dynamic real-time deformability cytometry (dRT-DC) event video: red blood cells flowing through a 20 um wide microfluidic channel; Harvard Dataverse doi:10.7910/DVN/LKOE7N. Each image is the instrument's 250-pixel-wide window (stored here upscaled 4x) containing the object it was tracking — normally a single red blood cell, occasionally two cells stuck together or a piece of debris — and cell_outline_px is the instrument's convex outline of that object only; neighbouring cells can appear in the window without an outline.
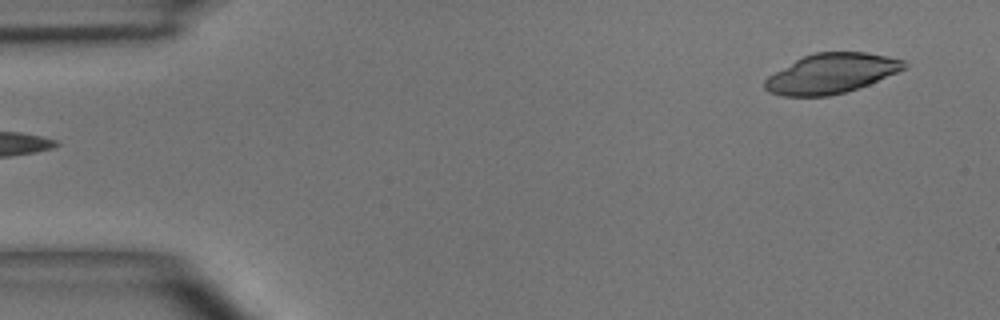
{"species": "common noctule bat (a hibernating species)", "species_latin": "Nyctalus noctula", "temperature_condition": "room temperature", "stored_images_in_passage": 5, "segment_of_instrument_passage": [2, 2], "camera_frame_rate_fps": 3000, "um_per_image_px": 0.085, "animal": {"sex": "male", "body_mass_g": 15.6}, "frame": {"image": 1, "passage_image": 5, "time_ms": 4.667, "image_size_px": [1000, 320], "cell_outline_px": [[908, 68], [868, 84], [844, 92], [828, 96], [780, 96], [768, 92], [764, 88], [764, 80], [768, 76], [796, 60], [804, 56], [816, 52], [864, 52], [888, 56], [904, 60], [908, 64]], "centroid_in_image_um": [70.67, 6.24], "position_along_channel_um": 14.3, "area_um2": 32.19}}